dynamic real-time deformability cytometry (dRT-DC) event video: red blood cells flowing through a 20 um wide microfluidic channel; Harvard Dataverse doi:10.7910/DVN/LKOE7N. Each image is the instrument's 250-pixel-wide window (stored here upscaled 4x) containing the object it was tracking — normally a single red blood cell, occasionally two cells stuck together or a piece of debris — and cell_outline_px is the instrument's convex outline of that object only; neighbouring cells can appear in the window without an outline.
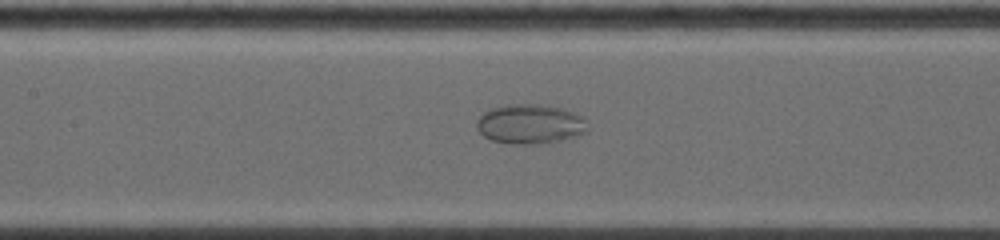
{"species": "common noctule bat (a hibernating species)", "species_latin": "Nyctalus noctula", "temperature_condition": "warm", "stored_images_in_passage": 35, "camera_frame_rate_fps": 5000, "um_per_image_px": 0.085, "animal": {"sex": "female", "body_mass_g": 19.0, "forearm_length_mm": 53.3}, "frame": {"image": 1, "passage_image": 16, "time_ms": 5.2, "image_size_px": [1000, 240], "cell_outline_px": [[588, 132], [564, 140], [540, 144], [512, 144], [492, 140], [484, 136], [476, 128], [476, 124], [480, 116], [484, 112], [496, 108], [516, 104], [528, 104], [560, 108], [584, 116], [588, 128]], "centroid_in_image_um": [45.1, 10.58], "position_along_channel_um": 162.3, "area_um2": 25.37}}
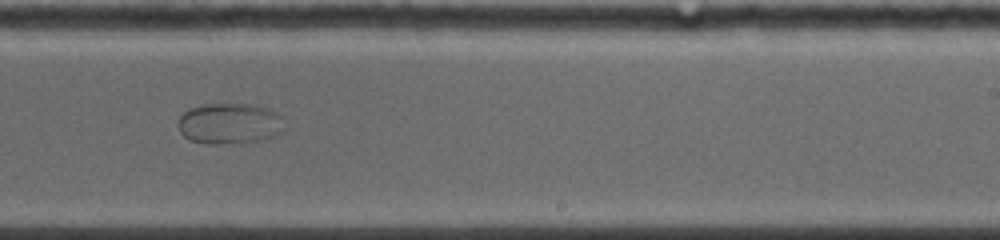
{"frame": {"image": 2, "passage_image": 24, "time_ms": 8.0, "image_size_px": [1000, 240], "cell_outline_px": [[284, 132], [260, 140], [220, 144], [204, 144], [192, 140], [184, 136], [180, 132], [176, 124], [176, 120], [184, 112], [192, 108], [204, 104], [256, 104], [276, 112], [284, 116]], "centroid_in_image_um": [19.52, 10.49], "position_along_channel_um": 269.5, "area_um2": 25.61}}
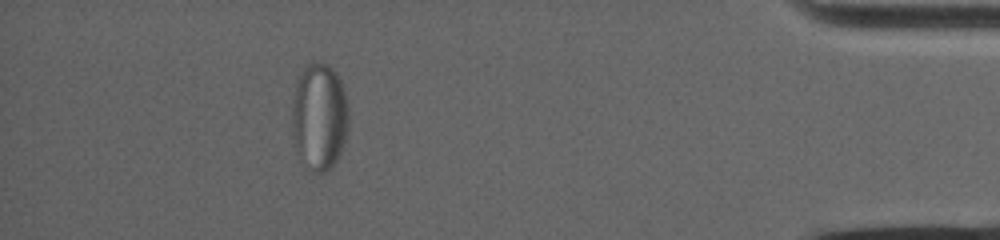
{"frame": {"image": 3, "passage_image": 35, "time_ms": 13.2, "image_size_px": [1000, 240], "cell_outline_px": [[348, 128], [340, 152], [332, 168], [324, 172], [312, 172], [296, 148], [292, 136], [292, 104], [296, 84], [300, 72], [312, 60], [328, 64], [336, 72], [344, 88], [348, 104]], "centroid_in_image_um": [27.15, 9.87], "position_along_channel_um": 408.1, "area_um2": 35.49}}